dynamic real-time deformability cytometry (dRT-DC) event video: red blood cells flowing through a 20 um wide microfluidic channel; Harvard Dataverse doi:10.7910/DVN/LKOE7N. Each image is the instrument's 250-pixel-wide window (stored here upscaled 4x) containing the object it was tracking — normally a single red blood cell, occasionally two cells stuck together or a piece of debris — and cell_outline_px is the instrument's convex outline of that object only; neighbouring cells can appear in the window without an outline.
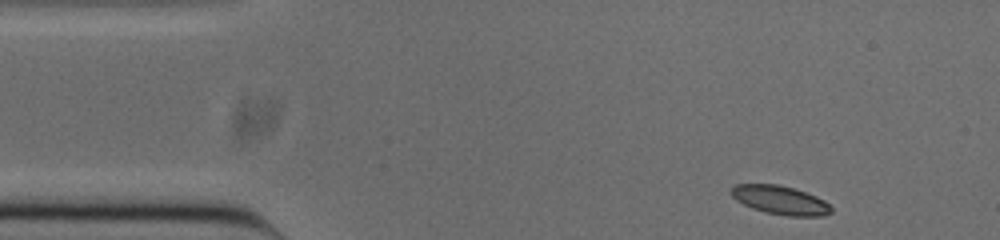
{"species": "common noctule bat (a hibernating species)", "species_latin": "Nyctalus noctula", "temperature_condition": "cold", "stored_images_in_passage": 30, "camera_frame_rate_fps": 3000, "um_per_image_px": 0.085, "animal": {"sex": "male", "body_mass_g": 20.0, "forearm_length_mm": 53.3}, "frame": {"image": 1, "passage_image": 1, "time_ms": 0.0, "image_size_px": [1000, 240], "cell_outline_px": [[832, 212], [824, 216], [788, 216], [764, 212], [752, 208], [736, 200], [728, 192], [736, 184], [776, 184], [792, 188], [816, 196], [824, 200], [832, 208]], "centroid_in_image_um": [66.31, 17.01], "position_along_channel_um": 18.7, "area_um2": 16.7}}
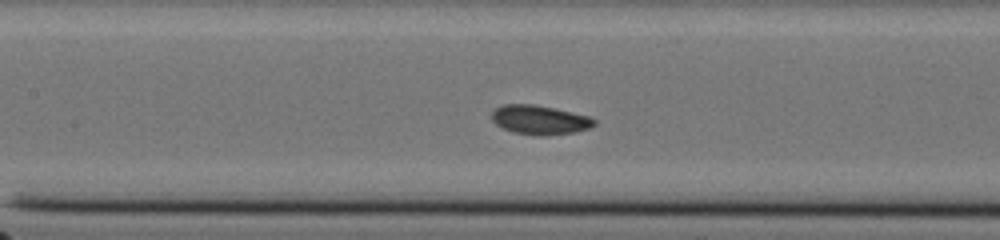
{"frame": {"image": 2, "passage_image": 18, "time_ms": 5.667, "image_size_px": [1000, 240], "cell_outline_px": [[596, 124], [592, 128], [576, 132], [544, 136], [540, 136], [512, 132], [496, 124], [492, 120], [492, 112], [496, 108], [504, 104], [532, 104], [592, 116], [596, 120]], "centroid_in_image_um": [45.93, 10.2], "position_along_channel_um": 161.5, "area_um2": 17.57}}
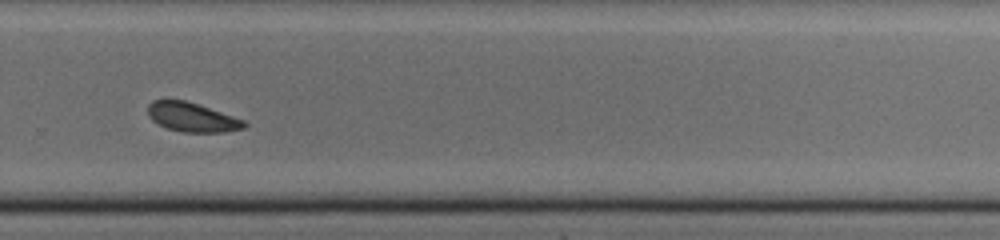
{"frame": {"image": 3, "passage_image": 30, "time_ms": 9.667, "image_size_px": [1000, 240], "cell_outline_px": [[248, 124], [244, 128], [224, 132], [184, 132], [168, 128], [152, 120], [148, 116], [148, 104], [152, 100], [184, 100], [244, 120]], "centroid_in_image_um": [16.31, 9.97], "position_along_channel_um": 313.5, "area_um2": 16.07}}